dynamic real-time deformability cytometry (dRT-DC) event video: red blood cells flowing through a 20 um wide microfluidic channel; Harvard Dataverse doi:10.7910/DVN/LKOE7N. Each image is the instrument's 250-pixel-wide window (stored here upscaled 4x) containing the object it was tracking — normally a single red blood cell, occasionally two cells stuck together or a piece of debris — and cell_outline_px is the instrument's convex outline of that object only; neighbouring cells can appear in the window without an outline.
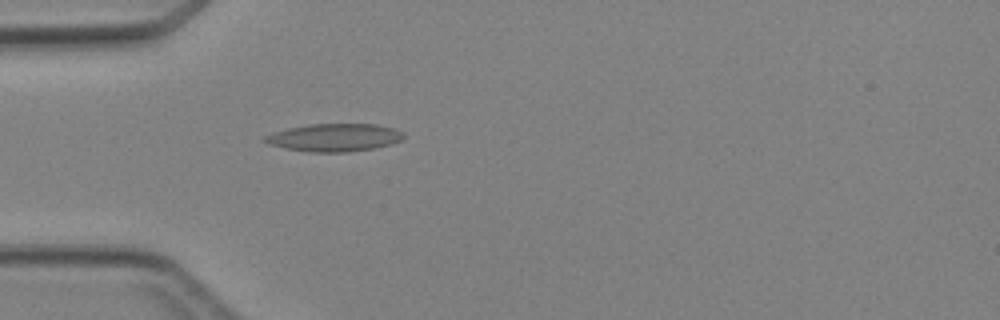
{"species": "Egyptian fruit bat (a non-hibernating species)", "species_latin": "Rousettus aegyptiacus", "temperature_condition": "cold", "stored_images_in_passage": 34, "camera_frame_rate_fps": 3000, "um_per_image_px": 0.085, "animal": {"sex": "female"}, "frame": {"image": 1, "passage_image": 2, "time_ms": 0.333, "image_size_px": [1000, 320], "cell_outline_px": [[404, 136], [400, 140], [392, 144], [376, 148], [348, 152], [308, 152], [284, 148], [268, 144], [260, 140], [264, 136], [272, 132], [288, 128], [308, 124], [376, 124], [396, 128], [404, 132]], "centroid_in_image_um": [28.4, 11.69], "position_along_channel_um": 56.6, "area_um2": 22.83}}
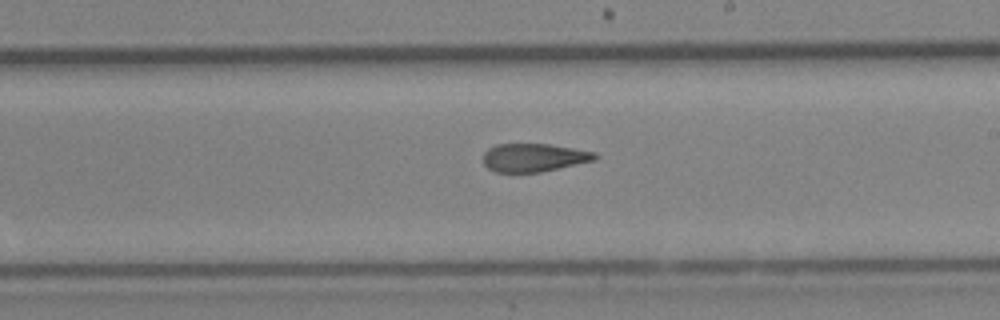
{"frame": {"image": 2, "passage_image": 15, "time_ms": 4.667, "image_size_px": [1000, 320], "cell_outline_px": [[600, 156], [596, 160], [540, 172], [496, 172], [488, 168], [484, 164], [484, 152], [488, 148], [496, 144], [548, 144], [596, 152]], "centroid_in_image_um": [45.39, 13.39], "position_along_channel_um": 243.6, "area_um2": 18.38}}
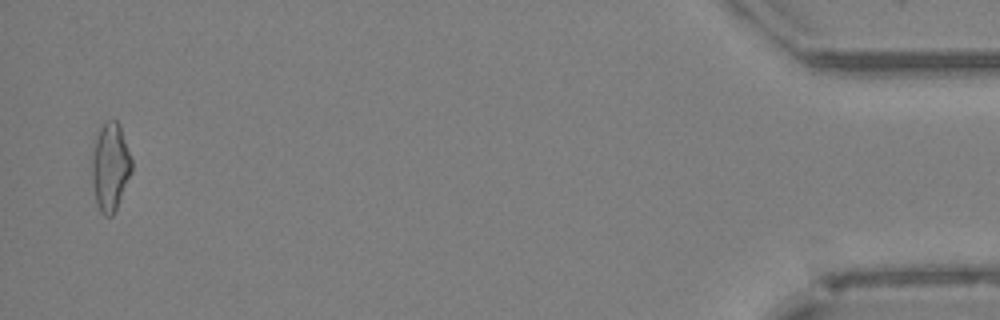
{"frame": {"image": 3, "passage_image": 33, "time_ms": 10.667, "image_size_px": [1000, 320], "cell_outline_px": [[132, 172], [116, 208], [112, 216], [104, 216], [100, 212], [96, 204], [92, 180], [92, 156], [96, 136], [104, 120], [116, 120], [120, 124], [132, 160]], "centroid_in_image_um": [9.37, 14.17], "position_along_channel_um": 425.8, "area_um2": 20.46}}